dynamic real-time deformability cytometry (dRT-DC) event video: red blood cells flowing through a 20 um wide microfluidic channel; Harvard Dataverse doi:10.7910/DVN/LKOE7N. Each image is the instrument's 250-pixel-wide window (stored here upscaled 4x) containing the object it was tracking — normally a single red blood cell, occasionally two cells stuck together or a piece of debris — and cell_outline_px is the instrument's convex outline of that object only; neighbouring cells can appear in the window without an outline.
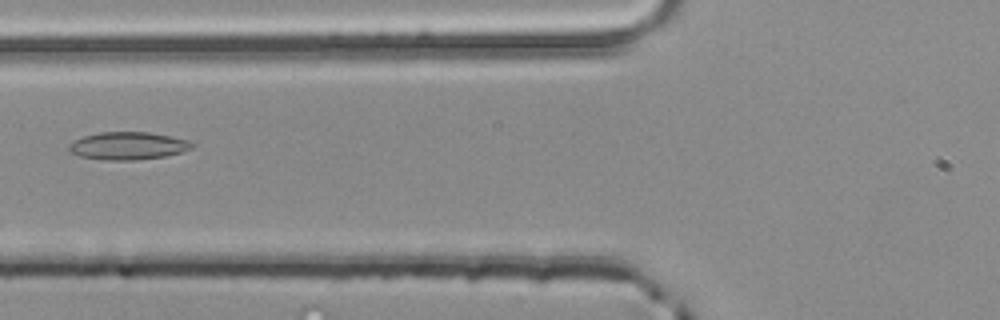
{"species": "common noctule bat (a hibernating species)", "species_latin": "Nyctalus noctula", "temperature_condition": "room temperature", "stored_images_in_passage": 4, "camera_frame_rate_fps": 3000, "um_per_image_px": 0.085, "animal": {"sex": "male", "body_mass_g": 20.4}, "frame": {"image": 1, "passage_image": 4, "time_ms": 1.0, "image_size_px": [1000, 320], "cell_outline_px": [[192, 148], [180, 152], [164, 156], [132, 160], [108, 160], [80, 156], [72, 152], [68, 148], [76, 140], [84, 136], [100, 132], [148, 132], [188, 140], [192, 144]], "centroid_in_image_um": [10.88, 12.39], "position_along_channel_um": 114.9, "area_um2": 19.31}}